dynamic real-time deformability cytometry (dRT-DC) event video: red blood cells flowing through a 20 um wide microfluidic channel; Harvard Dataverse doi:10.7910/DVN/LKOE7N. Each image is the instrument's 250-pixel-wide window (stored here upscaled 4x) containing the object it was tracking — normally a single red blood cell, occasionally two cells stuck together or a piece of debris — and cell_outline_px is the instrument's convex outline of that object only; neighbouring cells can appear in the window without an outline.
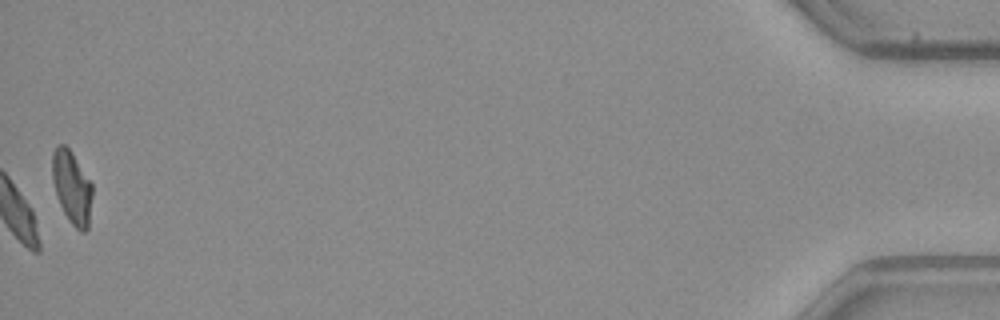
{"species": "common noctule bat (a hibernating species)", "species_latin": "Nyctalus noctula", "temperature_condition": "warm", "stored_images_in_passage": 49, "camera_frame_rate_fps": 3000, "um_per_image_px": 0.085, "animal": {"sex": "male", "body_mass_g": 23.1, "forearm_length_mm": 52.7}, "frame": {"image": 1, "passage_image": 49, "time_ms": 16.0, "image_size_px": [1000, 320], "cell_outline_px": [[92, 196], [88, 228], [84, 232], [80, 232], [68, 220], [56, 196], [52, 180], [52, 152], [56, 144], [64, 144], [72, 152], [92, 184]], "centroid_in_image_um": [6.09, 15.91], "position_along_channel_um": 429.1, "area_um2": 17.11}}